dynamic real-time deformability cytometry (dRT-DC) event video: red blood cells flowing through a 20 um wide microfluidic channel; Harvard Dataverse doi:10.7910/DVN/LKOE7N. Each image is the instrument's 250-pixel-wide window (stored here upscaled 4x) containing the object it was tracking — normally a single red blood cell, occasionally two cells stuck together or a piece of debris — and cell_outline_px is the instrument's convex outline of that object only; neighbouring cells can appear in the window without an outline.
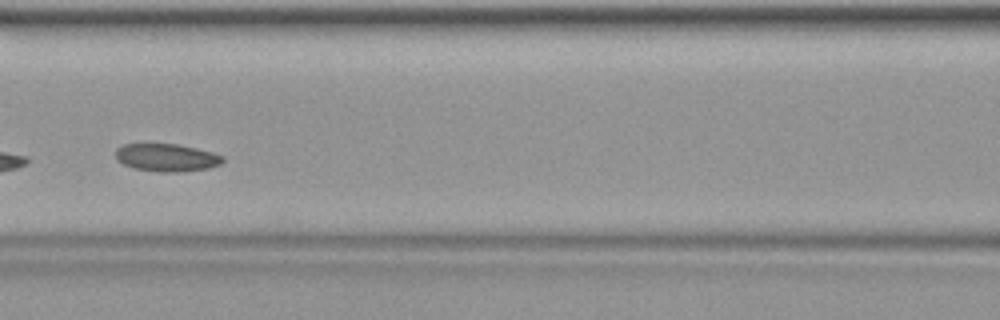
{"species": "common noctule bat (a hibernating species)", "species_latin": "Nyctalus noctula", "temperature_condition": "warm", "stored_images_in_passage": 38, "camera_frame_rate_fps": 3000, "um_per_image_px": 0.085, "animal": {"sex": "female", "body_mass_g": 19.9}, "frame": {"image": 1, "passage_image": 17, "time_ms": 5.333, "image_size_px": [1000, 320], "cell_outline_px": [[224, 160], [220, 164], [208, 168], [176, 172], [160, 172], [132, 168], [116, 160], [116, 148], [124, 144], [176, 144], [196, 148], [212, 152], [224, 156]], "centroid_in_image_um": [14.15, 13.39], "position_along_channel_um": 152.5, "area_um2": 17.28}}